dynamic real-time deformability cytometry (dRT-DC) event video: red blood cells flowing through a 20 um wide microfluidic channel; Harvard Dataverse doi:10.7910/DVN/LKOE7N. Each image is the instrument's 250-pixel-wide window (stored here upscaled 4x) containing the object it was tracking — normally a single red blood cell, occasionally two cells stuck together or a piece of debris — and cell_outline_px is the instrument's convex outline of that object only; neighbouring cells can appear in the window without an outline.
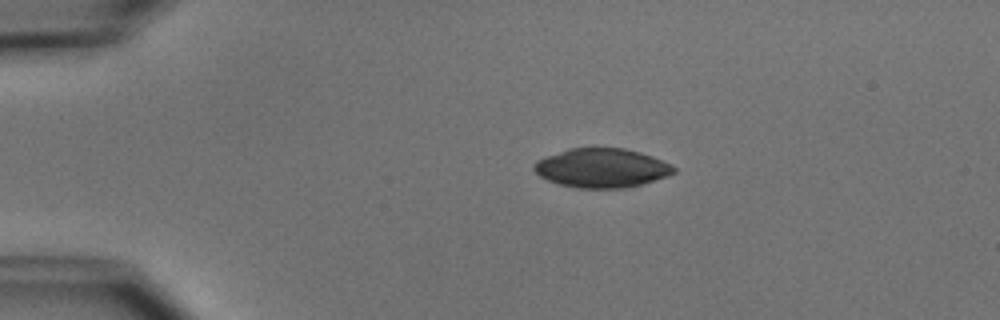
{"species": "common noctule bat (a hibernating species)", "species_latin": "Nyctalus noctula", "temperature_condition": "cold", "stored_images_in_passage": 5, "camera_frame_rate_fps": 3000, "um_per_image_px": 0.085, "animal": {"sex": "male", "body_mass_g": 15.6}, "frame": {"image": 1, "passage_image": 1, "time_ms": 0.0, "image_size_px": [1000, 320], "cell_outline_px": [[676, 172], [668, 176], [644, 184], [628, 188], [580, 188], [560, 184], [548, 180], [540, 176], [532, 168], [532, 164], [536, 160], [568, 148], [624, 148], [640, 152], [652, 156], [672, 164], [676, 168]], "centroid_in_image_um": [51.17, 14.28], "position_along_channel_um": 33.8, "area_um2": 32.08}}